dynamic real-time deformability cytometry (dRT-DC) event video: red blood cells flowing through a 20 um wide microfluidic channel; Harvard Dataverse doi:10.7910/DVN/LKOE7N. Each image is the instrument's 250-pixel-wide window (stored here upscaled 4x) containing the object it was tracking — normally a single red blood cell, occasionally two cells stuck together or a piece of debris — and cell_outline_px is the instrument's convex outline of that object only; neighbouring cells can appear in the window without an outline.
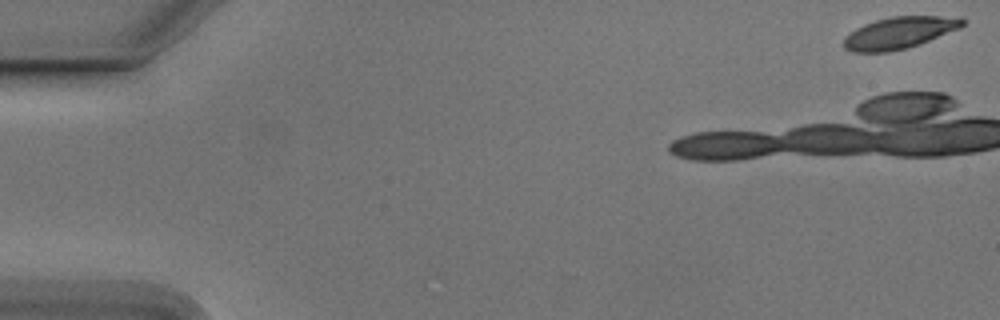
{"species": "Egyptian fruit bat (a non-hibernating species)", "species_latin": "Rousettus aegyptiacus", "temperature_condition": "cold", "stored_images_in_passage": 17, "camera_frame_rate_fps": 3000, "um_per_image_px": 0.085, "animal": {"sex": "male"}, "frame": {"image": 1, "passage_image": 1, "time_ms": 0.0, "image_size_px": [1000, 320], "cell_outline_px": [[964, 24], [960, 28], [908, 48], [888, 52], [852, 52], [844, 48], [844, 36], [856, 28], [864, 24], [876, 20], [892, 16], [960, 16], [964, 20]], "centroid_in_image_um": [76.43, 2.78], "position_along_channel_um": 8.6, "area_um2": 22.02}}
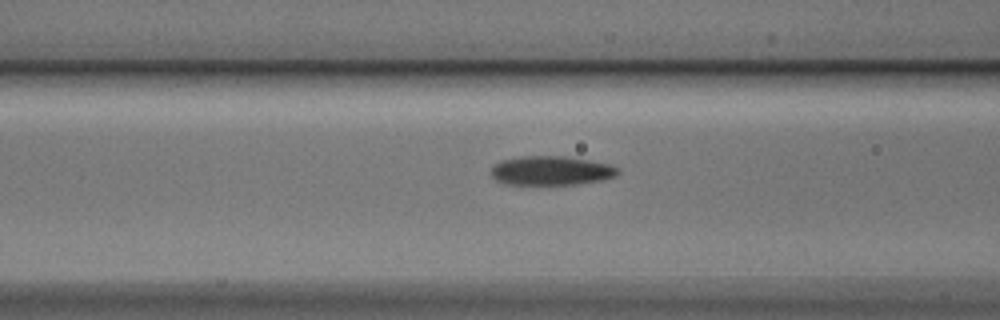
{"frame": {"image": 2, "passage_image": 15, "time_ms": 4.667, "image_size_px": [1000, 320], "cell_outline_px": [[620, 172], [616, 176], [604, 180], [576, 184], [504, 184], [496, 180], [492, 176], [492, 168], [496, 164], [504, 160], [520, 156], [564, 156], [612, 164], [620, 168]], "centroid_in_image_um": [46.92, 14.5], "position_along_channel_um": 119.7, "area_um2": 21.56}}